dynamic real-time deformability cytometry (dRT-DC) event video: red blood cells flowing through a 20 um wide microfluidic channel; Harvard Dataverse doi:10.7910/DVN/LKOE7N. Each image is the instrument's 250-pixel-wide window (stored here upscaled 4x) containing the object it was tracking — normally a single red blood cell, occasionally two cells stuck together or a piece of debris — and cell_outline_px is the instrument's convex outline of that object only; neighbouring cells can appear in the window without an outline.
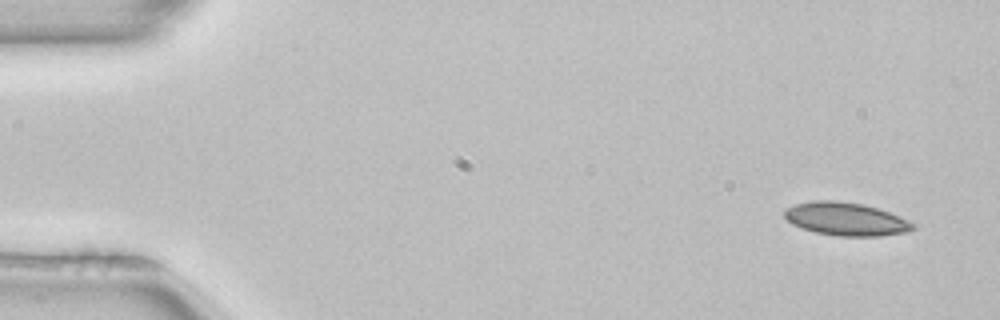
{"species": "common noctule bat (a hibernating species)", "species_latin": "Nyctalus noctula", "temperature_condition": "room temperature", "stored_images_in_passage": 7, "camera_frame_rate_fps": 3000, "um_per_image_px": 0.085, "animal": {"sex": "female", "body_mass_g": 22.7, "forearm_length_mm": 54.2}, "frame": {"image": 1, "passage_image": 1, "time_ms": 0.0, "image_size_px": [1000, 320], "cell_outline_px": [[920, 224], [916, 228], [908, 232], [880, 236], [836, 236], [816, 232], [800, 228], [792, 224], [784, 216], [784, 208], [796, 204], [812, 200], [832, 200], [864, 204], [900, 216]], "centroid_in_image_um": [71.94, 18.62], "position_along_channel_um": 13.1, "area_um2": 25.14}}